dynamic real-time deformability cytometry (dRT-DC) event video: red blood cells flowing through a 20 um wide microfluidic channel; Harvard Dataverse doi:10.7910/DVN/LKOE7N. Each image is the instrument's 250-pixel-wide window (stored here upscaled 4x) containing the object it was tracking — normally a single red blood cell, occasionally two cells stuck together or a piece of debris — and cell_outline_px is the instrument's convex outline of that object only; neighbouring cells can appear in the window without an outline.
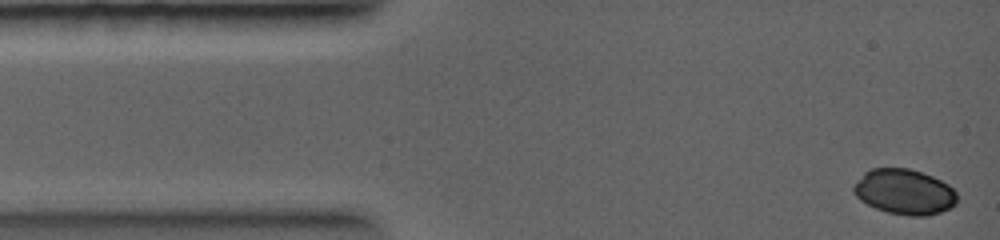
{"species": "common noctule bat (a hibernating species)", "species_latin": "Nyctalus noctula", "temperature_condition": "warm", "stored_images_in_passage": 24, "camera_frame_rate_fps": 5000, "um_per_image_px": 0.085, "animal": {"sex": "female", "body_mass_g": 19.0, "forearm_length_mm": 56.7}, "frame": {"image": 1, "passage_image": 1, "time_ms": 0.0, "image_size_px": [1000, 240], "cell_outline_px": [[956, 204], [940, 212], [928, 216], [908, 216], [888, 212], [876, 208], [860, 200], [852, 192], [852, 188], [864, 172], [872, 168], [908, 168], [932, 176], [948, 184], [956, 192]], "centroid_in_image_um": [76.86, 16.31], "position_along_channel_um": 8.1, "area_um2": 27.22}}
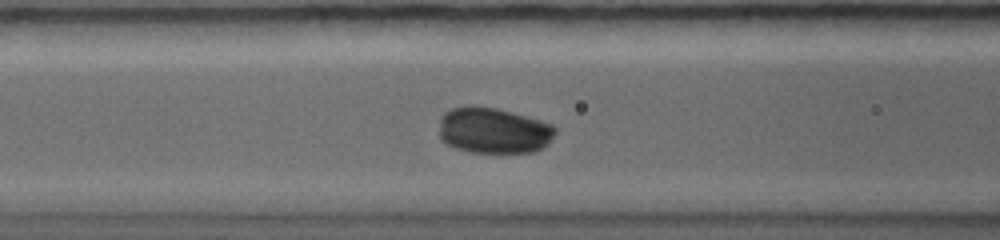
{"frame": {"image": 2, "passage_image": 11, "time_ms": 3.8, "image_size_px": [1000, 240], "cell_outline_px": [[556, 132], [548, 144], [532, 152], [468, 152], [456, 148], [440, 140], [440, 116], [444, 112], [452, 108], [468, 104], [476, 104], [496, 108], [512, 112], [540, 120], [552, 124], [556, 128]], "centroid_in_image_um": [41.92, 11.07], "position_along_channel_um": 124.7, "area_um2": 31.39}}
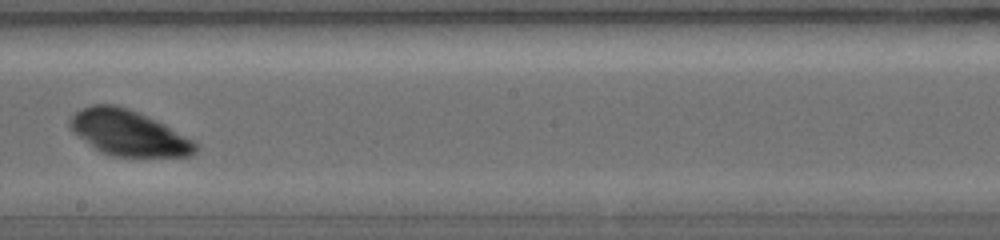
{"frame": {"image": 3, "passage_image": 17, "time_ms": 6.0, "image_size_px": [1000, 240], "cell_outline_px": [[200, 144], [196, 152], [188, 156], [112, 156], [100, 152], [72, 132], [68, 124], [68, 120], [76, 112], [92, 104], [116, 104], [128, 108], [148, 116], [164, 124]], "centroid_in_image_um": [10.91, 11.3], "position_along_channel_um": 237.3, "area_um2": 33.29}}